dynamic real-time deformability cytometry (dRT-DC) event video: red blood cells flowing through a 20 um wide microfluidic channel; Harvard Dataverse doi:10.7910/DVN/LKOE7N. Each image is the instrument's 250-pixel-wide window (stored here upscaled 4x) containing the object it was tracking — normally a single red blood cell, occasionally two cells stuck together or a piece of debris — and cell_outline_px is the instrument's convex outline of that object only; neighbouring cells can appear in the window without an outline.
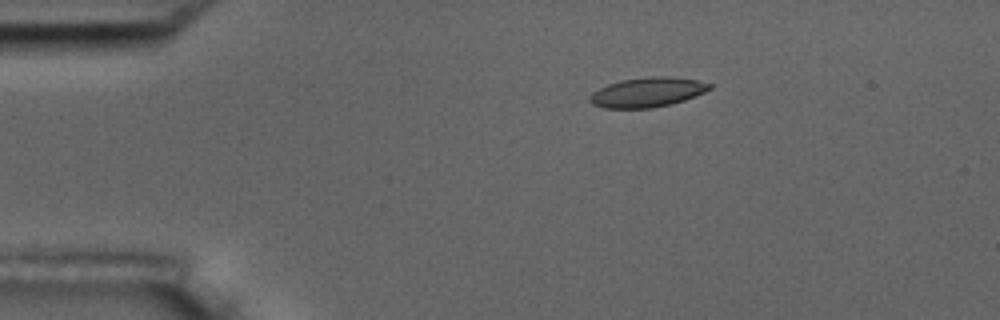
{"species": "common noctule bat (a hibernating species)", "species_latin": "Nyctalus noctula", "temperature_condition": "room temperature", "stored_images_in_passage": 6, "camera_frame_rate_fps": 3000, "um_per_image_px": 0.085, "animal": {"sex": "male", "body_mass_g": 17.5, "forearm_length_mm": 52.3}, "frame": {"image": 1, "passage_image": 4, "time_ms": 1.0, "image_size_px": [1000, 320], "cell_outline_px": [[712, 88], [704, 92], [684, 100], [652, 108], [604, 108], [592, 104], [588, 100], [588, 96], [592, 92], [608, 84], [620, 80], [652, 76], [668, 76], [696, 80], [712, 84]], "centroid_in_image_um": [54.99, 7.84], "position_along_channel_um": 30.0, "area_um2": 20.63}}
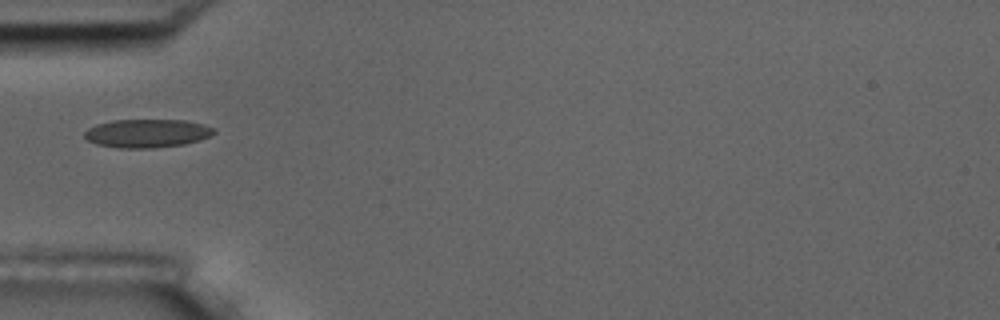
{"frame": {"image": 2, "passage_image": 6, "time_ms": 1.667, "image_size_px": [1000, 320], "cell_outline_px": [[216, 132], [200, 140], [184, 144], [152, 148], [116, 148], [96, 144], [88, 140], [84, 136], [84, 132], [88, 128], [96, 124], [112, 120], [184, 120], [204, 124], [216, 128]], "centroid_in_image_um": [12.49, 11.33], "position_along_channel_um": 72.5, "area_um2": 21.56}}